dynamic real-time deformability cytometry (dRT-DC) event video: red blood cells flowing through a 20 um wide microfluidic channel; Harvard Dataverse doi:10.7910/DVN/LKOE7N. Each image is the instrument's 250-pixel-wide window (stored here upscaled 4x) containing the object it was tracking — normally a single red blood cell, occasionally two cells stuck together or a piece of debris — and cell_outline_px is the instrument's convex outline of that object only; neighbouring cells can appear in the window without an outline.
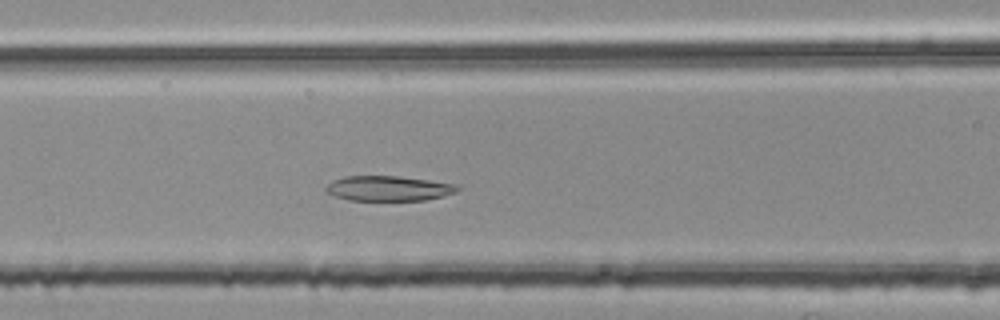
{"species": "common noctule bat (a hibernating species)", "species_latin": "Nyctalus noctula", "temperature_condition": "room temperature", "stored_images_in_passage": 44, "camera_frame_rate_fps": 3000, "um_per_image_px": 0.085, "animal": {"sex": "female", "body_mass_g": 25.1}, "frame": {"image": 1, "passage_image": 17, "time_ms": 5.333, "image_size_px": [1000, 320], "cell_outline_px": [[460, 188], [456, 192], [424, 200], [348, 200], [324, 192], [324, 188], [332, 180], [344, 176], [396, 176], [428, 180], [456, 184]], "centroid_in_image_um": [32.96, 16.01], "position_along_channel_um": 133.6, "area_um2": 19.07}}
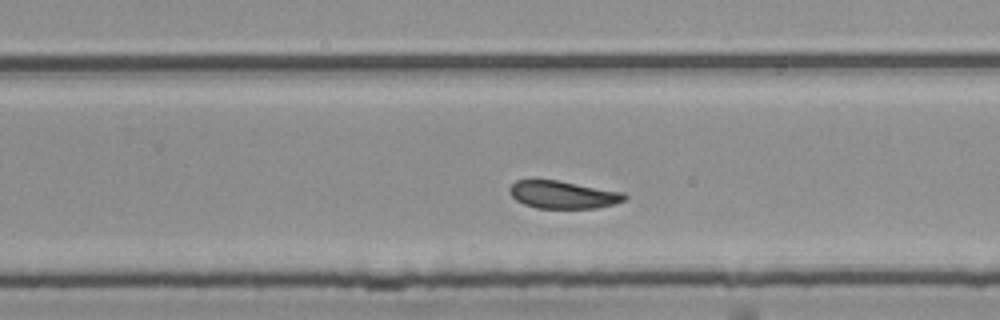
{"frame": {"image": 2, "passage_image": 29, "time_ms": 9.333, "image_size_px": [1000, 320], "cell_outline_px": [[628, 196], [624, 200], [612, 204], [596, 208], [536, 208], [524, 204], [516, 200], [508, 192], [508, 188], [516, 180], [556, 180], [624, 192]], "centroid_in_image_um": [47.83, 16.55], "position_along_channel_um": 282.0, "area_um2": 18.44}}
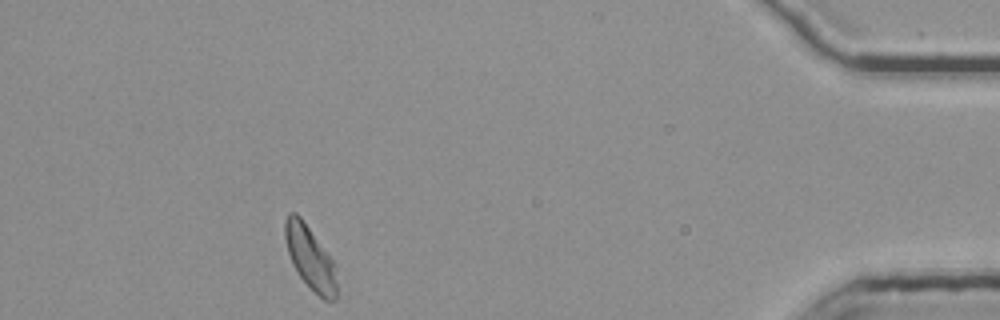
{"frame": {"image": 3, "passage_image": 44, "time_ms": 14.333, "image_size_px": [1000, 320], "cell_outline_px": [[336, 300], [324, 300], [300, 276], [292, 264], [288, 252], [284, 236], [284, 220], [288, 212], [296, 212], [300, 216], [332, 260], [336, 284]], "centroid_in_image_um": [26.31, 21.85], "position_along_channel_um": 408.9, "area_um2": 18.5}, "authors_computed_cell_mechanics": {"area_um2": 19.5075, "velocity_mm_per_s": 3.7216, "shape_relaxation_time_tau1_ms": 6.6222, "shape_relaxation_time_tau2_ms": 2.0906, "deformation_change_tau1": 0.1128, "deformation_change_tau2": 0.0841}}